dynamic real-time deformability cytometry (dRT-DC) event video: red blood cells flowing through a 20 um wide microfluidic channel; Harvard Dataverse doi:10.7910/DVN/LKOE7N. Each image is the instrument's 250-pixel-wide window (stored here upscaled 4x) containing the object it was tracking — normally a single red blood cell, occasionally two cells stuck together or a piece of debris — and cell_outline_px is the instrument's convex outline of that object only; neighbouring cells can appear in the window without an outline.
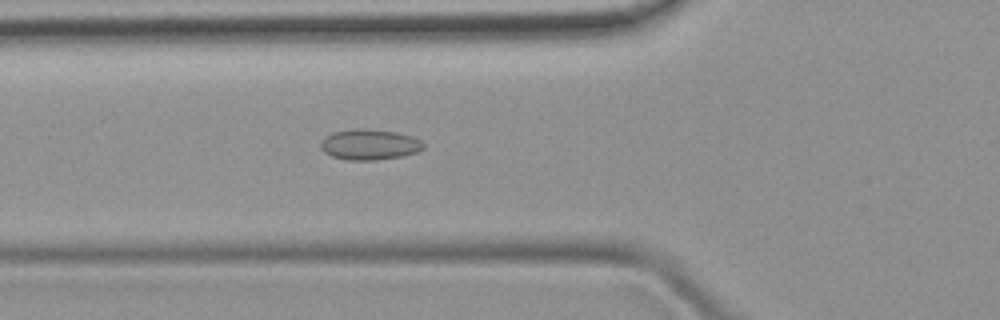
{"species": "common noctule bat (a hibernating species)", "species_latin": "Nyctalus noctula", "temperature_condition": "room temperature", "stored_images_in_passage": 37, "camera_frame_rate_fps": 3000, "um_per_image_px": 0.085, "animal": {"sex": "female", "body_mass_g": 19.9}, "frame": {"image": 1, "passage_image": 6, "time_ms": 1.667, "image_size_px": [1000, 320], "cell_outline_px": [[424, 148], [416, 152], [400, 156], [376, 160], [348, 160], [332, 156], [324, 152], [320, 148], [320, 144], [332, 132], [356, 128], [364, 128], [396, 132], [412, 136], [420, 140], [424, 144]], "centroid_in_image_um": [31.41, 12.28], "position_along_channel_um": 94.4, "area_um2": 18.21}}
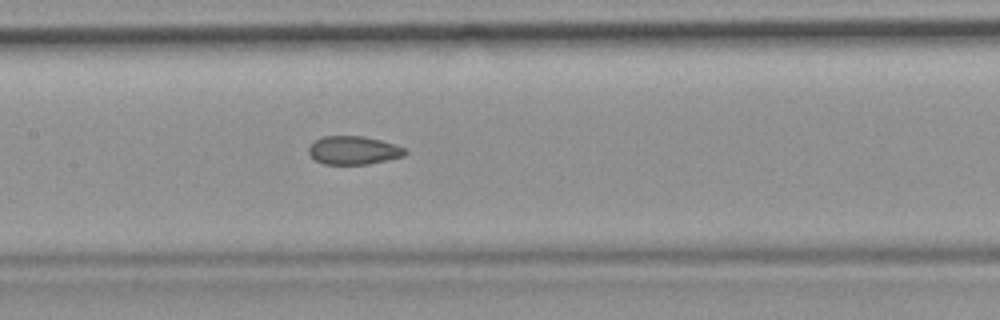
{"frame": {"image": 2, "passage_image": 12, "time_ms": 3.667, "image_size_px": [1000, 320], "cell_outline_px": [[408, 152], [404, 156], [368, 164], [324, 164], [316, 160], [308, 152], [308, 148], [316, 140], [324, 136], [364, 136], [396, 144], [408, 148]], "centroid_in_image_um": [30.11, 12.77], "position_along_channel_um": 177.3, "area_um2": 15.95}}
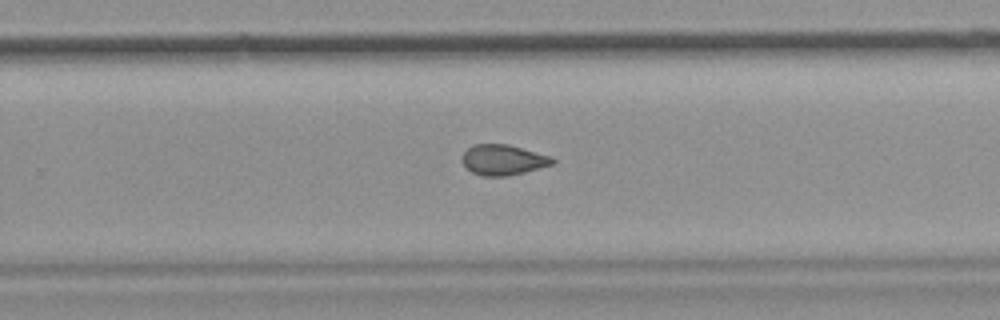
{"frame": {"image": 3, "passage_image": 20, "time_ms": 6.333, "image_size_px": [1000, 320], "cell_outline_px": [[556, 160], [552, 164], [524, 172], [508, 176], [484, 176], [472, 172], [464, 168], [460, 160], [464, 152], [472, 144], [508, 144], [552, 156]], "centroid_in_image_um": [42.72, 13.58], "position_along_channel_um": 287.1, "area_um2": 16.18}}